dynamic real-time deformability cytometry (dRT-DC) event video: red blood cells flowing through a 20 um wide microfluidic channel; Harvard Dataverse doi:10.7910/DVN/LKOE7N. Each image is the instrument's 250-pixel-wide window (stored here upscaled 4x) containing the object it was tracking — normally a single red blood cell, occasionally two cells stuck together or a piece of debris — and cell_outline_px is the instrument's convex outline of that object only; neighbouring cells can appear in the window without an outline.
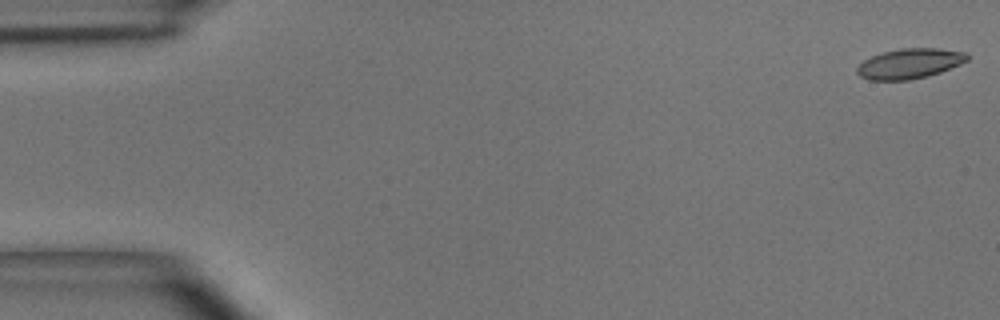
{"species": "common noctule bat (a hibernating species)", "species_latin": "Nyctalus noctula", "temperature_condition": "room temperature", "stored_images_in_passage": 54, "camera_frame_rate_fps": 3000, "um_per_image_px": 0.085, "animal": {"sex": "male", "body_mass_g": 15.6}, "frame": {"image": 1, "passage_image": 1, "time_ms": 0.0, "image_size_px": [1000, 320], "cell_outline_px": [[968, 60], [960, 64], [940, 72], [928, 76], [908, 80], [868, 80], [860, 76], [856, 72], [856, 68], [864, 60], [872, 56], [884, 52], [900, 48], [936, 48], [964, 52], [968, 56]], "centroid_in_image_um": [77.29, 5.41], "position_along_channel_um": 7.7, "area_um2": 19.19}}
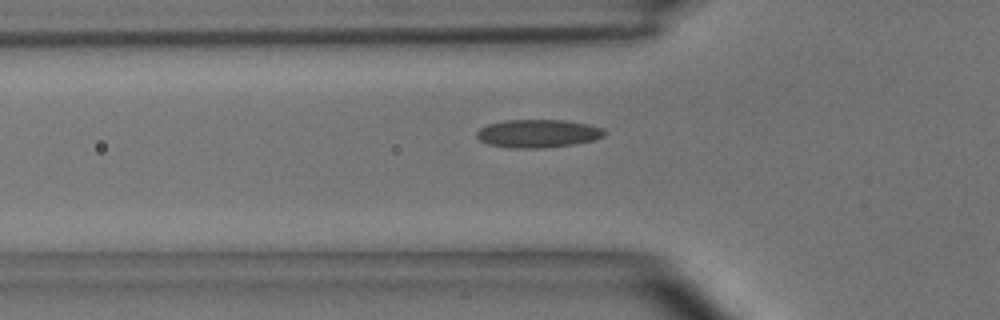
{"frame": {"image": 2, "passage_image": 18, "time_ms": 5.667, "image_size_px": [1000, 320], "cell_outline_px": [[604, 136], [592, 140], [572, 144], [540, 148], [512, 148], [488, 144], [480, 140], [476, 136], [476, 132], [480, 128], [488, 124], [504, 120], [564, 120], [588, 124], [604, 128]], "centroid_in_image_um": [45.7, 11.34], "position_along_channel_um": 80.1, "area_um2": 20.81}}
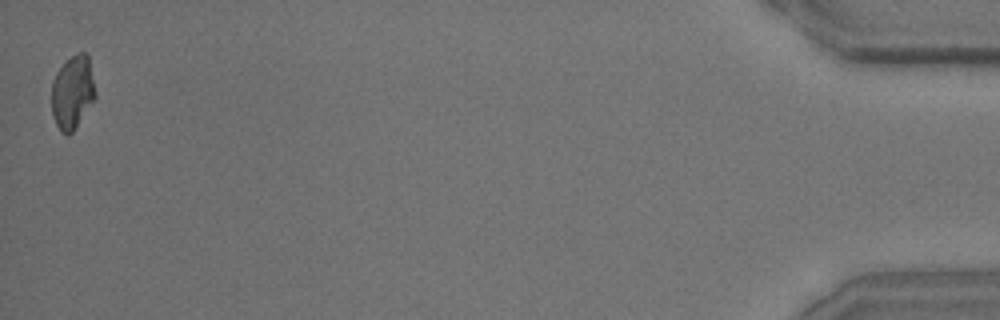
{"frame": {"image": 3, "passage_image": 54, "time_ms": 17.667, "image_size_px": [1000, 320], "cell_outline_px": [[96, 96], [72, 132], [68, 136], [60, 132], [52, 116], [52, 80], [56, 72], [76, 52], [84, 52], [88, 56], [96, 92]], "centroid_in_image_um": [6.15, 7.85], "position_along_channel_um": 429.1, "area_um2": 18.55}, "authors_computed_cell_mechanics": {"area_um2": 19.5075, "velocity_mm_per_s": 3.6587, "shape_relaxation_time_tau1_ms": null, "shape_relaxation_time_tau2_ms": 2.0804, "deformation_change_tau1": null, "deformation_change_tau2": 0.0759}}